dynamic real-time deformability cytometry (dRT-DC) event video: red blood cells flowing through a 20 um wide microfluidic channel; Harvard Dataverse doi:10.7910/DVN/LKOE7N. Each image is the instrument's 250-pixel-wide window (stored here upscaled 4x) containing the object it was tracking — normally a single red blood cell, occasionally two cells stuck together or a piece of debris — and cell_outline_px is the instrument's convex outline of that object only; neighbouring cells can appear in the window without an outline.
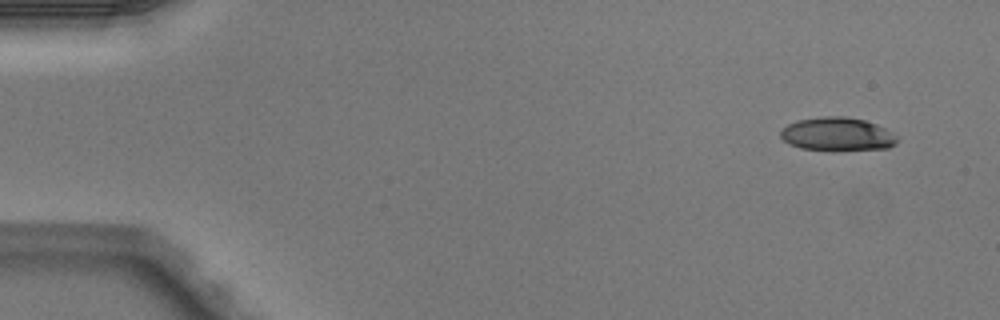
{"species": "Egyptian fruit bat (a non-hibernating species)", "species_latin": "Rousettus aegyptiacus", "temperature_condition": "warm", "stored_images_in_passage": 4, "camera_frame_rate_fps": 3000, "um_per_image_px": 0.085, "animal": {"sex": "male"}, "frame": {"image": 1, "passage_image": 1, "time_ms": 0.0, "image_size_px": [1000, 320], "cell_outline_px": [[896, 144], [888, 148], [800, 148], [788, 144], [780, 136], [780, 132], [788, 124], [796, 120], [824, 116], [844, 116], [864, 120], [876, 124], [884, 128], [896, 136]], "centroid_in_image_um": [71.13, 11.36], "position_along_channel_um": 13.9, "area_um2": 21.85}}
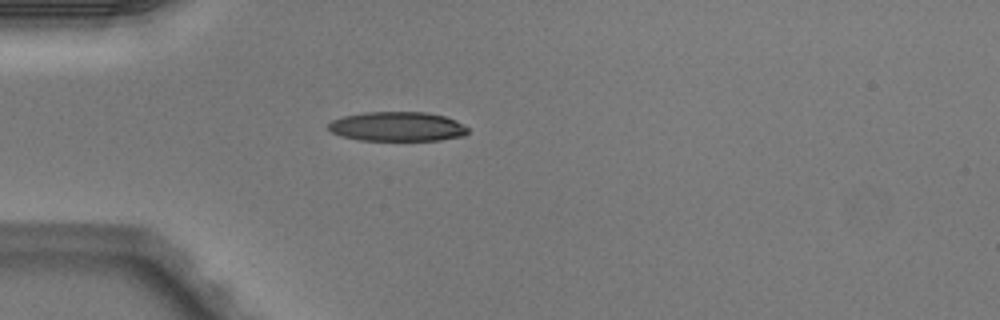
{"frame": {"image": 2, "passage_image": 4, "time_ms": 1.0, "image_size_px": [1000, 320], "cell_outline_px": [[468, 132], [464, 136], [440, 140], [360, 140], [340, 136], [332, 132], [328, 128], [328, 124], [332, 120], [344, 116], [364, 112], [428, 112], [444, 116], [456, 120], [468, 128]], "centroid_in_image_um": [33.78, 10.75], "position_along_channel_um": 51.2, "area_um2": 23.99}}